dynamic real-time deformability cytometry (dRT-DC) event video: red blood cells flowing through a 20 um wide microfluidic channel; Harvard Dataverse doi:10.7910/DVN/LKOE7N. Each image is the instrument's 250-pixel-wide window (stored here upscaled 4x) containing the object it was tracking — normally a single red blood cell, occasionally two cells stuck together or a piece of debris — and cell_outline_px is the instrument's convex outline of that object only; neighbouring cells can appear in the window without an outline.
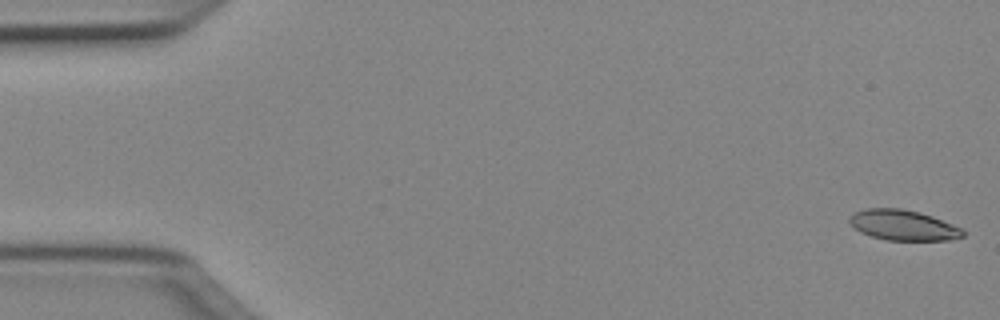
{"species": "Egyptian fruit bat (a non-hibernating species)", "species_latin": "Rousettus aegyptiacus", "temperature_condition": "cold", "stored_images_in_passage": 51, "segment_of_instrument_passage": [1, 2], "camera_frame_rate_fps": 3000, "um_per_image_px": 0.085, "animal": {"sex": "female"}, "frame": {"image": 1, "passage_image": 1, "time_ms": 0.0, "image_size_px": [1000, 320], "cell_outline_px": [[964, 236], [948, 240], [888, 240], [872, 236], [860, 232], [848, 220], [852, 212], [864, 208], [900, 208], [920, 212], [932, 216], [952, 224], [960, 228], [964, 232]], "centroid_in_image_um": [76.74, 19.12], "position_along_channel_um": 8.3, "area_um2": 20.0}}
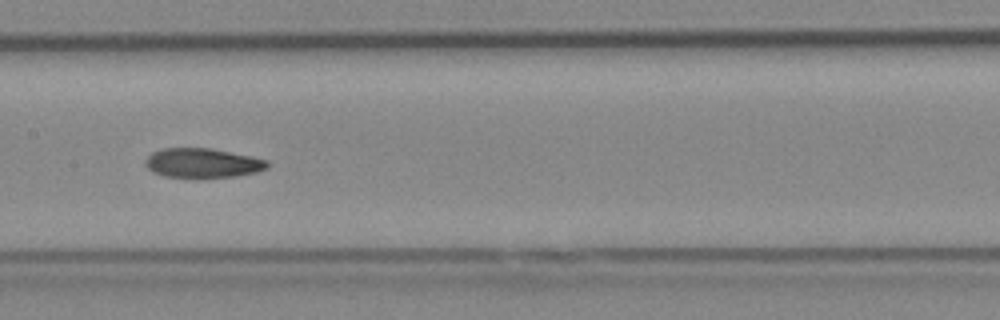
{"frame": {"image": 2, "passage_image": 25, "time_ms": 8.0, "image_size_px": [1000, 320], "cell_outline_px": [[268, 168], [256, 172], [236, 176], [200, 180], [164, 176], [152, 172], [144, 164], [144, 160], [152, 152], [164, 148], [212, 148], [252, 156], [268, 160]], "centroid_in_image_um": [17.21, 13.89], "position_along_channel_um": 190.2, "area_um2": 21.73}}
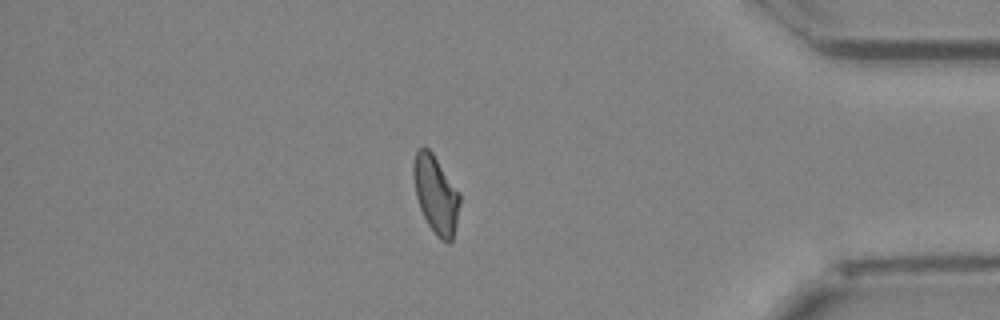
{"frame": {"image": 3, "passage_image": 43, "time_ms": 14.0, "image_size_px": [1000, 320], "cell_outline_px": [[460, 200], [456, 224], [452, 240], [448, 244], [440, 240], [436, 236], [428, 224], [420, 208], [416, 196], [412, 176], [412, 164], [416, 152], [420, 148], [428, 148], [432, 152], [460, 192]], "centroid_in_image_um": [37.04, 16.53], "position_along_channel_um": 398.2, "area_um2": 21.1}}